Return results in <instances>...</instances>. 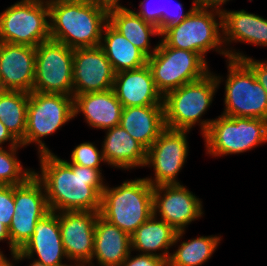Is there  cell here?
Masks as SVG:
<instances>
[{
  "mask_svg": "<svg viewBox=\"0 0 267 266\" xmlns=\"http://www.w3.org/2000/svg\"><path fill=\"white\" fill-rule=\"evenodd\" d=\"M42 182L50 211L99 212L105 189L100 169L79 166L53 153L40 154Z\"/></svg>",
  "mask_w": 267,
  "mask_h": 266,
  "instance_id": "1",
  "label": "cell"
},
{
  "mask_svg": "<svg viewBox=\"0 0 267 266\" xmlns=\"http://www.w3.org/2000/svg\"><path fill=\"white\" fill-rule=\"evenodd\" d=\"M51 40L68 47L100 46L108 10L90 0H49Z\"/></svg>",
  "mask_w": 267,
  "mask_h": 266,
  "instance_id": "2",
  "label": "cell"
},
{
  "mask_svg": "<svg viewBox=\"0 0 267 266\" xmlns=\"http://www.w3.org/2000/svg\"><path fill=\"white\" fill-rule=\"evenodd\" d=\"M153 214V186L145 178L105 186L99 215L129 235Z\"/></svg>",
  "mask_w": 267,
  "mask_h": 266,
  "instance_id": "3",
  "label": "cell"
},
{
  "mask_svg": "<svg viewBox=\"0 0 267 266\" xmlns=\"http://www.w3.org/2000/svg\"><path fill=\"white\" fill-rule=\"evenodd\" d=\"M212 11L215 10L209 11V9L197 6L181 23L167 27L161 33L162 41L168 47L193 51L203 58L206 52L216 49L227 59H244L245 55L239 52L221 50V44L224 43L219 32V28L222 29V13L219 11L213 13ZM214 14L218 15L219 23Z\"/></svg>",
  "mask_w": 267,
  "mask_h": 266,
  "instance_id": "4",
  "label": "cell"
},
{
  "mask_svg": "<svg viewBox=\"0 0 267 266\" xmlns=\"http://www.w3.org/2000/svg\"><path fill=\"white\" fill-rule=\"evenodd\" d=\"M207 152L213 156L243 153L267 142V120L221 115L201 121Z\"/></svg>",
  "mask_w": 267,
  "mask_h": 266,
  "instance_id": "5",
  "label": "cell"
},
{
  "mask_svg": "<svg viewBox=\"0 0 267 266\" xmlns=\"http://www.w3.org/2000/svg\"><path fill=\"white\" fill-rule=\"evenodd\" d=\"M220 83L221 78L209 72L201 79L166 93L163 96L166 128L189 131L211 105Z\"/></svg>",
  "mask_w": 267,
  "mask_h": 266,
  "instance_id": "6",
  "label": "cell"
},
{
  "mask_svg": "<svg viewBox=\"0 0 267 266\" xmlns=\"http://www.w3.org/2000/svg\"><path fill=\"white\" fill-rule=\"evenodd\" d=\"M147 65L162 96L209 73L207 62L200 54L168 47L162 40L148 57Z\"/></svg>",
  "mask_w": 267,
  "mask_h": 266,
  "instance_id": "7",
  "label": "cell"
},
{
  "mask_svg": "<svg viewBox=\"0 0 267 266\" xmlns=\"http://www.w3.org/2000/svg\"><path fill=\"white\" fill-rule=\"evenodd\" d=\"M47 20L48 0L18 1L0 14V42L36 48L51 39Z\"/></svg>",
  "mask_w": 267,
  "mask_h": 266,
  "instance_id": "8",
  "label": "cell"
},
{
  "mask_svg": "<svg viewBox=\"0 0 267 266\" xmlns=\"http://www.w3.org/2000/svg\"><path fill=\"white\" fill-rule=\"evenodd\" d=\"M228 60L223 115L267 120L266 90L242 60Z\"/></svg>",
  "mask_w": 267,
  "mask_h": 266,
  "instance_id": "9",
  "label": "cell"
},
{
  "mask_svg": "<svg viewBox=\"0 0 267 266\" xmlns=\"http://www.w3.org/2000/svg\"><path fill=\"white\" fill-rule=\"evenodd\" d=\"M73 117V96L32 91L29 93L26 132L21 145L36 142L40 154L51 153L40 138L53 134Z\"/></svg>",
  "mask_w": 267,
  "mask_h": 266,
  "instance_id": "10",
  "label": "cell"
},
{
  "mask_svg": "<svg viewBox=\"0 0 267 266\" xmlns=\"http://www.w3.org/2000/svg\"><path fill=\"white\" fill-rule=\"evenodd\" d=\"M73 52L67 45L47 40L35 48L32 91L73 96Z\"/></svg>",
  "mask_w": 267,
  "mask_h": 266,
  "instance_id": "11",
  "label": "cell"
},
{
  "mask_svg": "<svg viewBox=\"0 0 267 266\" xmlns=\"http://www.w3.org/2000/svg\"><path fill=\"white\" fill-rule=\"evenodd\" d=\"M187 132L165 128L147 150L145 166L152 164L155 180L145 179L152 186L179 184L175 179L188 155Z\"/></svg>",
  "mask_w": 267,
  "mask_h": 266,
  "instance_id": "12",
  "label": "cell"
},
{
  "mask_svg": "<svg viewBox=\"0 0 267 266\" xmlns=\"http://www.w3.org/2000/svg\"><path fill=\"white\" fill-rule=\"evenodd\" d=\"M115 74L100 46L74 49L73 97L113 89Z\"/></svg>",
  "mask_w": 267,
  "mask_h": 266,
  "instance_id": "13",
  "label": "cell"
},
{
  "mask_svg": "<svg viewBox=\"0 0 267 266\" xmlns=\"http://www.w3.org/2000/svg\"><path fill=\"white\" fill-rule=\"evenodd\" d=\"M201 203L180 183L153 186L154 214L159 213L161 220L177 232L184 231L189 223L202 216Z\"/></svg>",
  "mask_w": 267,
  "mask_h": 266,
  "instance_id": "14",
  "label": "cell"
},
{
  "mask_svg": "<svg viewBox=\"0 0 267 266\" xmlns=\"http://www.w3.org/2000/svg\"><path fill=\"white\" fill-rule=\"evenodd\" d=\"M98 215L99 212L77 210L57 214L67 259L78 262L76 266H85L92 260Z\"/></svg>",
  "mask_w": 267,
  "mask_h": 266,
  "instance_id": "15",
  "label": "cell"
},
{
  "mask_svg": "<svg viewBox=\"0 0 267 266\" xmlns=\"http://www.w3.org/2000/svg\"><path fill=\"white\" fill-rule=\"evenodd\" d=\"M35 253L38 259L34 261L46 266H73L61 262L64 257L67 258V255L62 243L59 218L54 211H49L37 221L31 238L12 257L20 261L24 258H32Z\"/></svg>",
  "mask_w": 267,
  "mask_h": 266,
  "instance_id": "16",
  "label": "cell"
},
{
  "mask_svg": "<svg viewBox=\"0 0 267 266\" xmlns=\"http://www.w3.org/2000/svg\"><path fill=\"white\" fill-rule=\"evenodd\" d=\"M35 63V47L0 42L2 91L31 93L34 84Z\"/></svg>",
  "mask_w": 267,
  "mask_h": 266,
  "instance_id": "17",
  "label": "cell"
},
{
  "mask_svg": "<svg viewBox=\"0 0 267 266\" xmlns=\"http://www.w3.org/2000/svg\"><path fill=\"white\" fill-rule=\"evenodd\" d=\"M113 90L123 108L163 105V96L157 90L147 64L138 69L116 73Z\"/></svg>",
  "mask_w": 267,
  "mask_h": 266,
  "instance_id": "18",
  "label": "cell"
},
{
  "mask_svg": "<svg viewBox=\"0 0 267 266\" xmlns=\"http://www.w3.org/2000/svg\"><path fill=\"white\" fill-rule=\"evenodd\" d=\"M74 117L82 112L94 128L109 129L120 124L123 106L113 89L73 97Z\"/></svg>",
  "mask_w": 267,
  "mask_h": 266,
  "instance_id": "19",
  "label": "cell"
},
{
  "mask_svg": "<svg viewBox=\"0 0 267 266\" xmlns=\"http://www.w3.org/2000/svg\"><path fill=\"white\" fill-rule=\"evenodd\" d=\"M131 250L130 235L98 215L92 260L88 264L91 265L95 257L101 266H122Z\"/></svg>",
  "mask_w": 267,
  "mask_h": 266,
  "instance_id": "20",
  "label": "cell"
},
{
  "mask_svg": "<svg viewBox=\"0 0 267 266\" xmlns=\"http://www.w3.org/2000/svg\"><path fill=\"white\" fill-rule=\"evenodd\" d=\"M119 125L148 150L166 128L163 105L125 107Z\"/></svg>",
  "mask_w": 267,
  "mask_h": 266,
  "instance_id": "21",
  "label": "cell"
},
{
  "mask_svg": "<svg viewBox=\"0 0 267 266\" xmlns=\"http://www.w3.org/2000/svg\"><path fill=\"white\" fill-rule=\"evenodd\" d=\"M102 153L105 162L122 169L145 166L147 150L120 125L106 129Z\"/></svg>",
  "mask_w": 267,
  "mask_h": 266,
  "instance_id": "22",
  "label": "cell"
},
{
  "mask_svg": "<svg viewBox=\"0 0 267 266\" xmlns=\"http://www.w3.org/2000/svg\"><path fill=\"white\" fill-rule=\"evenodd\" d=\"M156 217L157 214H153L130 235L131 248L142 251V254L159 256L168 261L171 255L168 249L180 240L185 231L177 232L165 221L161 219L158 221ZM157 250H164V253L156 254Z\"/></svg>",
  "mask_w": 267,
  "mask_h": 266,
  "instance_id": "23",
  "label": "cell"
},
{
  "mask_svg": "<svg viewBox=\"0 0 267 266\" xmlns=\"http://www.w3.org/2000/svg\"><path fill=\"white\" fill-rule=\"evenodd\" d=\"M223 42L239 41L267 46V19L245 10H222Z\"/></svg>",
  "mask_w": 267,
  "mask_h": 266,
  "instance_id": "24",
  "label": "cell"
},
{
  "mask_svg": "<svg viewBox=\"0 0 267 266\" xmlns=\"http://www.w3.org/2000/svg\"><path fill=\"white\" fill-rule=\"evenodd\" d=\"M100 47L109 59L115 73L138 69L147 64L148 57L109 22L103 29ZM103 41V42H102Z\"/></svg>",
  "mask_w": 267,
  "mask_h": 266,
  "instance_id": "25",
  "label": "cell"
},
{
  "mask_svg": "<svg viewBox=\"0 0 267 266\" xmlns=\"http://www.w3.org/2000/svg\"><path fill=\"white\" fill-rule=\"evenodd\" d=\"M108 22L147 57L157 49L158 44L152 52L149 50V37L161 36L158 27L144 21L135 11L127 7L108 10Z\"/></svg>",
  "mask_w": 267,
  "mask_h": 266,
  "instance_id": "26",
  "label": "cell"
},
{
  "mask_svg": "<svg viewBox=\"0 0 267 266\" xmlns=\"http://www.w3.org/2000/svg\"><path fill=\"white\" fill-rule=\"evenodd\" d=\"M29 93L4 90L0 92V121L21 142L27 123Z\"/></svg>",
  "mask_w": 267,
  "mask_h": 266,
  "instance_id": "27",
  "label": "cell"
},
{
  "mask_svg": "<svg viewBox=\"0 0 267 266\" xmlns=\"http://www.w3.org/2000/svg\"><path fill=\"white\" fill-rule=\"evenodd\" d=\"M14 203L18 214L46 215L50 211L44 186L35 174L24 183L14 185Z\"/></svg>",
  "mask_w": 267,
  "mask_h": 266,
  "instance_id": "28",
  "label": "cell"
},
{
  "mask_svg": "<svg viewBox=\"0 0 267 266\" xmlns=\"http://www.w3.org/2000/svg\"><path fill=\"white\" fill-rule=\"evenodd\" d=\"M219 242L218 236H200L182 242L177 251L169 256L168 266H201L212 256Z\"/></svg>",
  "mask_w": 267,
  "mask_h": 266,
  "instance_id": "29",
  "label": "cell"
},
{
  "mask_svg": "<svg viewBox=\"0 0 267 266\" xmlns=\"http://www.w3.org/2000/svg\"><path fill=\"white\" fill-rule=\"evenodd\" d=\"M18 147L22 146L10 147L9 152L0 147V185H20L34 174L30 169L23 170L21 161L17 160Z\"/></svg>",
  "mask_w": 267,
  "mask_h": 266,
  "instance_id": "30",
  "label": "cell"
},
{
  "mask_svg": "<svg viewBox=\"0 0 267 266\" xmlns=\"http://www.w3.org/2000/svg\"><path fill=\"white\" fill-rule=\"evenodd\" d=\"M43 216L44 215H25L18 213L13 215L11 224L8 228L12 255L17 250H20L31 238L37 221Z\"/></svg>",
  "mask_w": 267,
  "mask_h": 266,
  "instance_id": "31",
  "label": "cell"
},
{
  "mask_svg": "<svg viewBox=\"0 0 267 266\" xmlns=\"http://www.w3.org/2000/svg\"><path fill=\"white\" fill-rule=\"evenodd\" d=\"M102 161L105 162L102 150L99 151L98 148L90 142H84L74 148L71 153L70 163L93 169H100V162Z\"/></svg>",
  "mask_w": 267,
  "mask_h": 266,
  "instance_id": "32",
  "label": "cell"
},
{
  "mask_svg": "<svg viewBox=\"0 0 267 266\" xmlns=\"http://www.w3.org/2000/svg\"><path fill=\"white\" fill-rule=\"evenodd\" d=\"M14 214V185H0V222L9 228Z\"/></svg>",
  "mask_w": 267,
  "mask_h": 266,
  "instance_id": "33",
  "label": "cell"
},
{
  "mask_svg": "<svg viewBox=\"0 0 267 266\" xmlns=\"http://www.w3.org/2000/svg\"><path fill=\"white\" fill-rule=\"evenodd\" d=\"M122 266H168L167 260L151 254H139L130 258V254L123 261Z\"/></svg>",
  "mask_w": 267,
  "mask_h": 266,
  "instance_id": "34",
  "label": "cell"
},
{
  "mask_svg": "<svg viewBox=\"0 0 267 266\" xmlns=\"http://www.w3.org/2000/svg\"><path fill=\"white\" fill-rule=\"evenodd\" d=\"M148 5V6H147ZM147 5L141 1L139 7L140 12H136L144 21L150 22L158 27L160 33H162V18L164 16L165 7L149 8V2ZM146 6V7H145Z\"/></svg>",
  "mask_w": 267,
  "mask_h": 266,
  "instance_id": "35",
  "label": "cell"
},
{
  "mask_svg": "<svg viewBox=\"0 0 267 266\" xmlns=\"http://www.w3.org/2000/svg\"><path fill=\"white\" fill-rule=\"evenodd\" d=\"M170 1H168V2L170 3ZM193 4L194 5L192 6V8L188 12L183 13L182 4L177 3L176 6H177V9H179L178 10L179 12L177 11L178 14H175V13L173 14L172 13V16L170 15V12H167V9L165 8V10H164V16L162 18V32L167 27H169L171 25L179 24L183 20H185L191 14V12L198 6L196 0L193 1Z\"/></svg>",
  "mask_w": 267,
  "mask_h": 266,
  "instance_id": "36",
  "label": "cell"
},
{
  "mask_svg": "<svg viewBox=\"0 0 267 266\" xmlns=\"http://www.w3.org/2000/svg\"><path fill=\"white\" fill-rule=\"evenodd\" d=\"M242 61L252 70L256 80L262 85L267 93V63L245 57Z\"/></svg>",
  "mask_w": 267,
  "mask_h": 266,
  "instance_id": "37",
  "label": "cell"
},
{
  "mask_svg": "<svg viewBox=\"0 0 267 266\" xmlns=\"http://www.w3.org/2000/svg\"><path fill=\"white\" fill-rule=\"evenodd\" d=\"M9 140L11 141L10 147L22 146L21 143L10 133L6 126L0 121V145Z\"/></svg>",
  "mask_w": 267,
  "mask_h": 266,
  "instance_id": "38",
  "label": "cell"
},
{
  "mask_svg": "<svg viewBox=\"0 0 267 266\" xmlns=\"http://www.w3.org/2000/svg\"><path fill=\"white\" fill-rule=\"evenodd\" d=\"M229 0H196L197 5L201 8H212L213 10L216 9V11L222 12L221 9H219L220 5L226 3Z\"/></svg>",
  "mask_w": 267,
  "mask_h": 266,
  "instance_id": "39",
  "label": "cell"
},
{
  "mask_svg": "<svg viewBox=\"0 0 267 266\" xmlns=\"http://www.w3.org/2000/svg\"><path fill=\"white\" fill-rule=\"evenodd\" d=\"M94 2L96 5L101 6L107 10H111L114 8H124V6L119 5L118 1L120 0H90Z\"/></svg>",
  "mask_w": 267,
  "mask_h": 266,
  "instance_id": "40",
  "label": "cell"
},
{
  "mask_svg": "<svg viewBox=\"0 0 267 266\" xmlns=\"http://www.w3.org/2000/svg\"><path fill=\"white\" fill-rule=\"evenodd\" d=\"M7 240L9 241V248L11 250V242H10V236H9V230L8 227L5 226L2 222H0V241Z\"/></svg>",
  "mask_w": 267,
  "mask_h": 266,
  "instance_id": "41",
  "label": "cell"
},
{
  "mask_svg": "<svg viewBox=\"0 0 267 266\" xmlns=\"http://www.w3.org/2000/svg\"><path fill=\"white\" fill-rule=\"evenodd\" d=\"M12 263H10L9 260L2 254L0 251V266H10Z\"/></svg>",
  "mask_w": 267,
  "mask_h": 266,
  "instance_id": "42",
  "label": "cell"
},
{
  "mask_svg": "<svg viewBox=\"0 0 267 266\" xmlns=\"http://www.w3.org/2000/svg\"><path fill=\"white\" fill-rule=\"evenodd\" d=\"M29 266H46V265L33 261Z\"/></svg>",
  "mask_w": 267,
  "mask_h": 266,
  "instance_id": "43",
  "label": "cell"
},
{
  "mask_svg": "<svg viewBox=\"0 0 267 266\" xmlns=\"http://www.w3.org/2000/svg\"><path fill=\"white\" fill-rule=\"evenodd\" d=\"M2 91V81H1V77H0V92Z\"/></svg>",
  "mask_w": 267,
  "mask_h": 266,
  "instance_id": "44",
  "label": "cell"
}]
</instances>
